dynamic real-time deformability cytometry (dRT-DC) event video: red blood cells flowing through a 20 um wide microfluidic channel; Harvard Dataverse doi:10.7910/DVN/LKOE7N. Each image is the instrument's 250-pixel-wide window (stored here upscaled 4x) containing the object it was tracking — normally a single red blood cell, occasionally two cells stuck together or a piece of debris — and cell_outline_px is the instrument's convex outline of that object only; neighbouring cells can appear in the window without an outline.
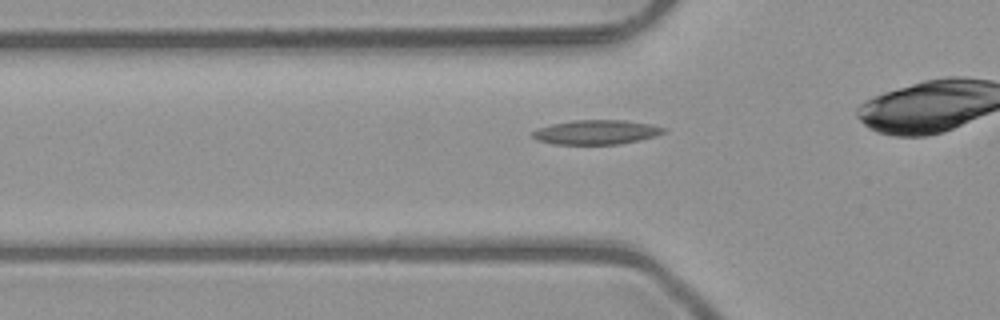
{"species": "common noctule bat (a hibernating species)", "species_latin": "Nyctalus noctula", "temperature_condition": "room temperature", "stored_images_in_passage": 29, "camera_frame_rate_fps": 3000, "um_per_image_px": 0.085, "animal": {"sex": "male", "body_mass_g": 23.1, "forearm_length_mm": 52.7}, "frame": {"image": 1, "passage_image": 4, "time_ms": 1.0, "image_size_px": [1000, 320], "cell_outline_px": [[664, 132], [656, 136], [620, 144], [552, 144], [536, 140], [532, 136], [532, 132], [536, 128], [552, 124], [572, 120], [624, 120], [652, 124], [664, 128]], "centroid_in_image_um": [50.64, 11.23], "position_along_channel_um": 75.2, "area_um2": 18.67}}
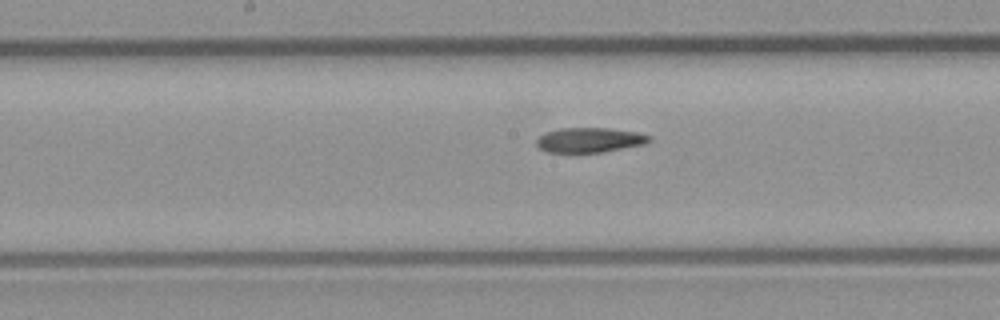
{"frame": {"image": 2, "passage_image": 13, "time_ms": 4.0, "image_size_px": [1000, 320], "cell_outline_px": [[652, 140], [648, 144], [600, 152], [548, 152], [540, 148], [536, 144], [536, 140], [540, 136], [548, 132], [560, 128], [608, 128], [636, 132], [652, 136]], "centroid_in_image_um": [50.17, 11.9], "position_along_channel_um": 198.0, "area_um2": 16.24}}
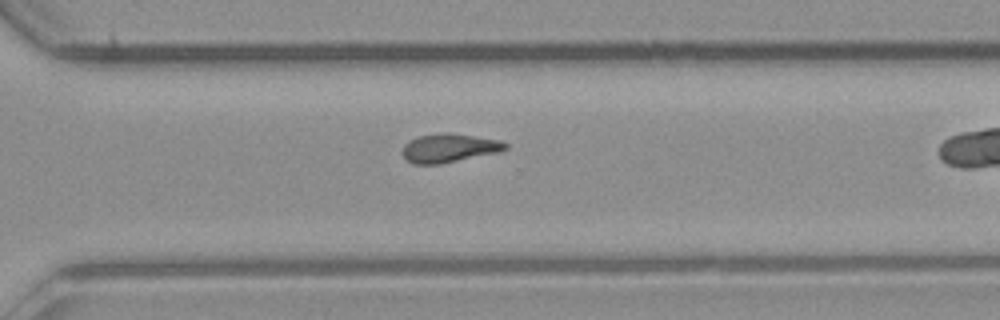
{"frame": {"image": 3, "passage_image": 23, "time_ms": 7.333, "image_size_px": [1000, 320], "cell_outline_px": [[508, 148], [500, 152], [440, 164], [412, 164], [404, 156], [404, 144], [408, 140], [420, 136], [440, 132], [448, 132], [496, 140], [508, 144]], "centroid_in_image_um": [38.17, 12.58], "position_along_channel_um": 332.4, "area_um2": 17.05}}